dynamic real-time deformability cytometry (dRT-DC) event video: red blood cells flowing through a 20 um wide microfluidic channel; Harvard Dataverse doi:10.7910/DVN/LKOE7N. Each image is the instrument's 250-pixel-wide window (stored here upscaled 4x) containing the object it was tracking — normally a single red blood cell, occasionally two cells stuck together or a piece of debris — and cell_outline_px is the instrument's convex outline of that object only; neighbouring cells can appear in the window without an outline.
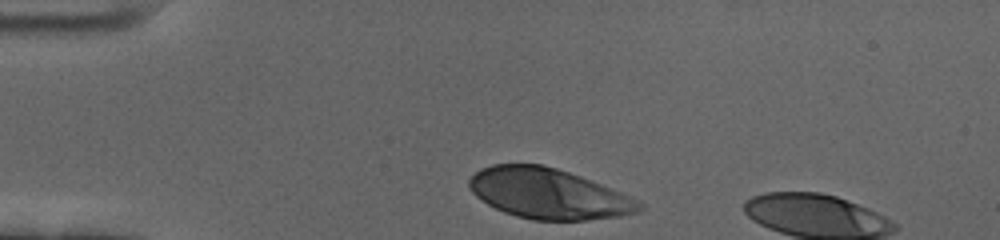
{"species": "human", "species_latin": "Homo sapiens", "temperature_condition": "cold", "stored_images_in_passage": 6, "camera_frame_rate_fps": 3000, "um_per_image_px": 0.085, "donor": {"sex": "female"}, "frame": {"image": 1, "passage_image": 1, "time_ms": 0.0, "image_size_px": [1000, 240], "cell_outline_px": [[644, 208], [640, 212], [620, 216], [588, 220], [532, 220], [516, 216], [504, 212], [488, 204], [476, 196], [468, 188], [468, 180], [476, 172], [492, 164], [544, 164], [580, 176], [620, 192], [644, 204]], "centroid_in_image_um": [46.61, 16.47], "position_along_channel_um": 38.4, "area_um2": 49.71}}